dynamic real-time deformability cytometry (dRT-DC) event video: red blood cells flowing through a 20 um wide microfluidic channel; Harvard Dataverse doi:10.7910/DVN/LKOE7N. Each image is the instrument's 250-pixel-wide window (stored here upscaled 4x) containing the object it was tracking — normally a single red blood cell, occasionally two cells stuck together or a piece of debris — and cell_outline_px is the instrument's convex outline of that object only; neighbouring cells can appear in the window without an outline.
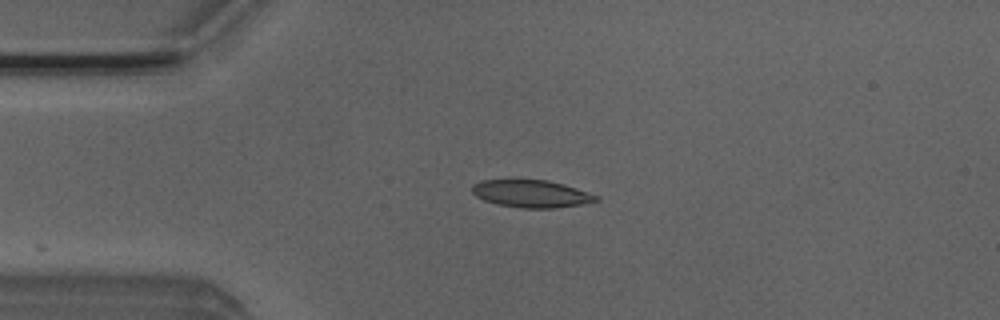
{"species": "Egyptian fruit bat (a non-hibernating species)", "species_latin": "Rousettus aegyptiacus", "temperature_condition": "room temperature", "stored_images_in_passage": 4, "camera_frame_rate_fps": 3000, "um_per_image_px": 0.085, "animal": {"sex": "male"}, "frame": {"image": 1, "passage_image": 4, "time_ms": 1.0, "image_size_px": [1000, 320], "cell_outline_px": [[600, 200], [580, 204], [556, 208], [520, 208], [500, 204], [484, 200], [476, 196], [472, 192], [472, 184], [480, 180], [508, 176], [548, 180], [564, 184], [600, 196]], "centroid_in_image_um": [45.09, 16.4], "position_along_channel_um": 39.9, "area_um2": 20.75}}